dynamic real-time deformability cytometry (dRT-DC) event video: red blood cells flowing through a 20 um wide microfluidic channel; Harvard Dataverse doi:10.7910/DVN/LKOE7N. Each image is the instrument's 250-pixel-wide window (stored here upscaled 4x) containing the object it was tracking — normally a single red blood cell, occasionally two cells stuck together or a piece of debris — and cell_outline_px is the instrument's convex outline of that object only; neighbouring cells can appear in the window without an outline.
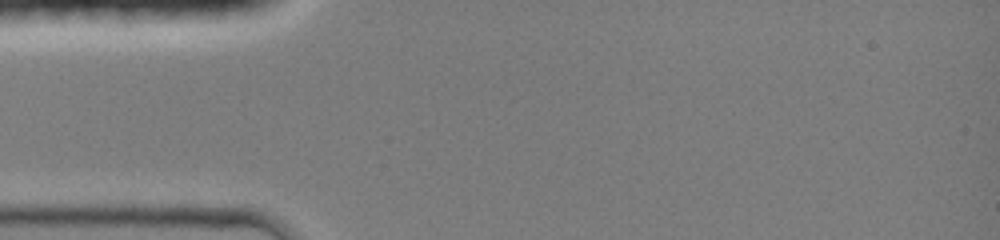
{"species": "common noctule bat (a hibernating species)", "species_latin": "Nyctalus noctula", "temperature_condition": "room temperature", "stored_images_in_passage": 1, "camera_frame_rate_fps": 3000, "um_per_image_px": 0.085, "animal": {"sex": "female", "body_mass_g": 19.0, "forearm_length_mm": 51.5}, "frame": {"image": 1, "passage_image": 1, "time_ms": 0.0, "image_size_px": [1000, 240], "cell_outline_px": [[868, 172], [824, 208], [808, 220], [800, 216], [800, 208], [828, 176], [836, 168], [860, 168]], "centroid_in_image_um": [70.61, 16.16], "position_along_channel_um": 14.4, "area_um2": 10.0}}